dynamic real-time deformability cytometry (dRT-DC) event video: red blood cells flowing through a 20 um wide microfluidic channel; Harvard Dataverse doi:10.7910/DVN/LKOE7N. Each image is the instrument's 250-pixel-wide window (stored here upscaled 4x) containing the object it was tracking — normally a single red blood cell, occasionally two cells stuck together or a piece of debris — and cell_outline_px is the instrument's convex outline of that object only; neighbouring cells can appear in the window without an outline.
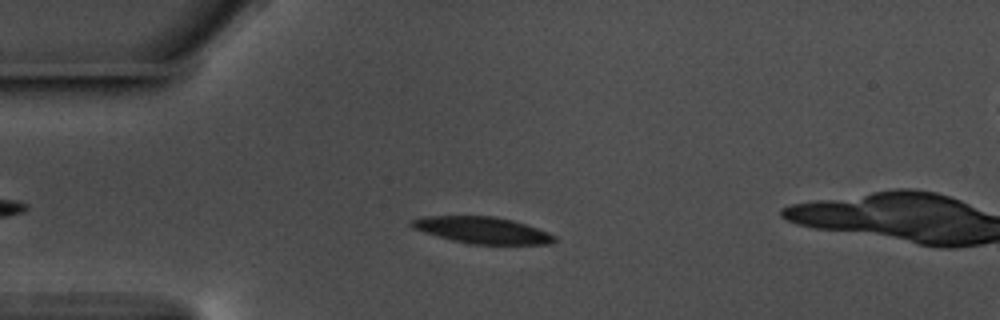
{"species": "common noctule bat (a hibernating species)", "species_latin": "Nyctalus noctula", "temperature_condition": "warm", "stored_images_in_passage": 48, "camera_frame_rate_fps": 3000, "um_per_image_px": 0.085, "animal": {"sex": "male", "body_mass_g": 17.5, "forearm_length_mm": 52.3}, "frame": {"image": 1, "passage_image": 10, "time_ms": 3.0, "image_size_px": [1000, 320], "cell_outline_px": [[556, 240], [548, 244], [468, 244], [452, 240], [412, 228], [408, 224], [412, 220], [424, 216], [496, 216], [512, 220], [548, 232], [556, 236]], "centroid_in_image_um": [40.98, 19.56], "position_along_channel_um": 44.0, "area_um2": 21.96}}
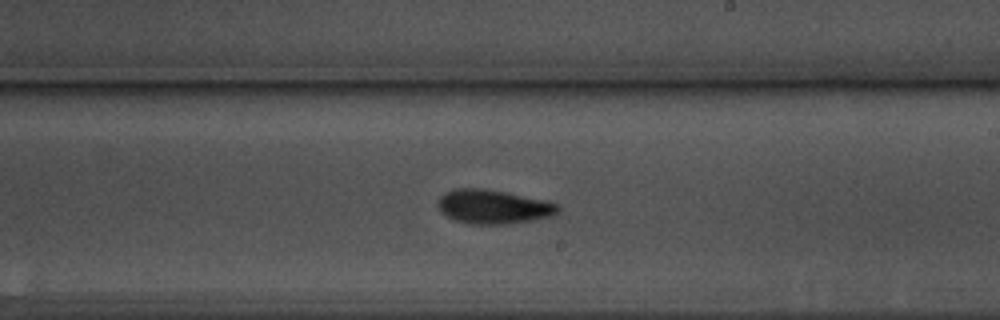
{"frame": {"image": 2, "passage_image": 29, "time_ms": 9.333, "image_size_px": [1000, 320], "cell_outline_px": [[560, 208], [552, 216], [532, 220], [504, 224], [472, 224], [456, 220], [440, 212], [440, 196], [444, 192], [452, 188], [476, 188], [504, 192], [560, 204]], "centroid_in_image_um": [41.91, 17.57], "position_along_channel_um": 247.1, "area_um2": 23.35}}
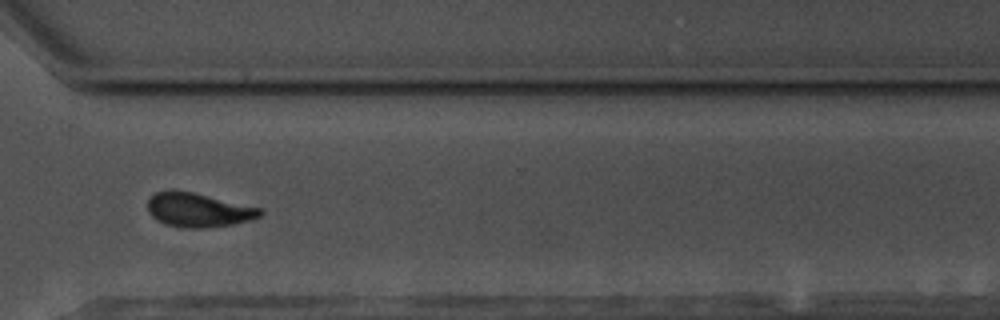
{"frame": {"image": 3, "passage_image": 38, "time_ms": 12.333, "image_size_px": [1000, 320], "cell_outline_px": [[264, 212], [260, 216], [248, 220], [232, 224], [204, 228], [184, 228], [164, 224], [156, 220], [148, 212], [148, 200], [156, 192], [168, 188], [172, 188], [192, 192], [264, 208]], "centroid_in_image_um": [16.84, 17.83], "position_along_channel_um": 353.8, "area_um2": 22.66}, "authors_computed_cell_mechanics": {"area_um2": 22.6576, "velocity_mm_per_s": 3.5438, "shape_relaxation_time_tau1_ms": 3.6954, "shape_relaxation_time_tau2_ms": 6.739, "deformation_change_tau1": 0.1332, "deformation_change_tau2": 0.1417}}